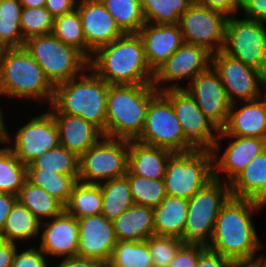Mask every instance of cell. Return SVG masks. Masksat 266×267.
<instances>
[{"label":"cell","mask_w":266,"mask_h":267,"mask_svg":"<svg viewBox=\"0 0 266 267\" xmlns=\"http://www.w3.org/2000/svg\"><path fill=\"white\" fill-rule=\"evenodd\" d=\"M213 178L212 150L173 153L166 164V195L190 199Z\"/></svg>","instance_id":"obj_8"},{"label":"cell","mask_w":266,"mask_h":267,"mask_svg":"<svg viewBox=\"0 0 266 267\" xmlns=\"http://www.w3.org/2000/svg\"><path fill=\"white\" fill-rule=\"evenodd\" d=\"M54 86L24 47L8 48L0 57V96L46 99L51 104Z\"/></svg>","instance_id":"obj_5"},{"label":"cell","mask_w":266,"mask_h":267,"mask_svg":"<svg viewBox=\"0 0 266 267\" xmlns=\"http://www.w3.org/2000/svg\"><path fill=\"white\" fill-rule=\"evenodd\" d=\"M158 92L153 84L109 85L105 136L137 140L142 133L148 105Z\"/></svg>","instance_id":"obj_4"},{"label":"cell","mask_w":266,"mask_h":267,"mask_svg":"<svg viewBox=\"0 0 266 267\" xmlns=\"http://www.w3.org/2000/svg\"><path fill=\"white\" fill-rule=\"evenodd\" d=\"M89 67L109 85L153 84L154 72L138 33H125L98 48L89 60Z\"/></svg>","instance_id":"obj_2"},{"label":"cell","mask_w":266,"mask_h":267,"mask_svg":"<svg viewBox=\"0 0 266 267\" xmlns=\"http://www.w3.org/2000/svg\"><path fill=\"white\" fill-rule=\"evenodd\" d=\"M76 2L78 0H46L45 8L55 18L74 10L77 6Z\"/></svg>","instance_id":"obj_49"},{"label":"cell","mask_w":266,"mask_h":267,"mask_svg":"<svg viewBox=\"0 0 266 267\" xmlns=\"http://www.w3.org/2000/svg\"><path fill=\"white\" fill-rule=\"evenodd\" d=\"M228 16L218 10L192 2L181 15L183 42L205 48L211 54L223 49Z\"/></svg>","instance_id":"obj_13"},{"label":"cell","mask_w":266,"mask_h":267,"mask_svg":"<svg viewBox=\"0 0 266 267\" xmlns=\"http://www.w3.org/2000/svg\"><path fill=\"white\" fill-rule=\"evenodd\" d=\"M257 259L259 260L261 267H266V257L265 256L264 257L259 256V257H257Z\"/></svg>","instance_id":"obj_57"},{"label":"cell","mask_w":266,"mask_h":267,"mask_svg":"<svg viewBox=\"0 0 266 267\" xmlns=\"http://www.w3.org/2000/svg\"><path fill=\"white\" fill-rule=\"evenodd\" d=\"M17 201V196L0 192V232L2 231L12 206Z\"/></svg>","instance_id":"obj_51"},{"label":"cell","mask_w":266,"mask_h":267,"mask_svg":"<svg viewBox=\"0 0 266 267\" xmlns=\"http://www.w3.org/2000/svg\"><path fill=\"white\" fill-rule=\"evenodd\" d=\"M52 220V221H51ZM47 222H41L44 230L39 248L47 255L71 257L77 256L79 227L77 219L63 211Z\"/></svg>","instance_id":"obj_21"},{"label":"cell","mask_w":266,"mask_h":267,"mask_svg":"<svg viewBox=\"0 0 266 267\" xmlns=\"http://www.w3.org/2000/svg\"><path fill=\"white\" fill-rule=\"evenodd\" d=\"M193 2L233 16L242 9V0H193Z\"/></svg>","instance_id":"obj_46"},{"label":"cell","mask_w":266,"mask_h":267,"mask_svg":"<svg viewBox=\"0 0 266 267\" xmlns=\"http://www.w3.org/2000/svg\"><path fill=\"white\" fill-rule=\"evenodd\" d=\"M26 179L43 188L48 194L65 205L73 186L78 181V176L62 175L53 171L27 170Z\"/></svg>","instance_id":"obj_38"},{"label":"cell","mask_w":266,"mask_h":267,"mask_svg":"<svg viewBox=\"0 0 266 267\" xmlns=\"http://www.w3.org/2000/svg\"><path fill=\"white\" fill-rule=\"evenodd\" d=\"M69 81L54 86L52 114L77 115L97 126L105 136L109 84L90 67Z\"/></svg>","instance_id":"obj_3"},{"label":"cell","mask_w":266,"mask_h":267,"mask_svg":"<svg viewBox=\"0 0 266 267\" xmlns=\"http://www.w3.org/2000/svg\"><path fill=\"white\" fill-rule=\"evenodd\" d=\"M17 200L41 222L44 218H53L64 211V205L43 188L25 180ZM43 219V220H42Z\"/></svg>","instance_id":"obj_31"},{"label":"cell","mask_w":266,"mask_h":267,"mask_svg":"<svg viewBox=\"0 0 266 267\" xmlns=\"http://www.w3.org/2000/svg\"><path fill=\"white\" fill-rule=\"evenodd\" d=\"M45 255L39 247H30L22 253H17L16 249L11 267H48Z\"/></svg>","instance_id":"obj_44"},{"label":"cell","mask_w":266,"mask_h":267,"mask_svg":"<svg viewBox=\"0 0 266 267\" xmlns=\"http://www.w3.org/2000/svg\"><path fill=\"white\" fill-rule=\"evenodd\" d=\"M4 119H3V113L0 107V145L6 143H9L10 140V134L7 133L8 131H6L7 127L5 126L4 123Z\"/></svg>","instance_id":"obj_54"},{"label":"cell","mask_w":266,"mask_h":267,"mask_svg":"<svg viewBox=\"0 0 266 267\" xmlns=\"http://www.w3.org/2000/svg\"><path fill=\"white\" fill-rule=\"evenodd\" d=\"M137 141L173 153L192 151L195 148L185 139L172 103L158 92L150 101L142 133Z\"/></svg>","instance_id":"obj_9"},{"label":"cell","mask_w":266,"mask_h":267,"mask_svg":"<svg viewBox=\"0 0 266 267\" xmlns=\"http://www.w3.org/2000/svg\"><path fill=\"white\" fill-rule=\"evenodd\" d=\"M57 267H106L101 261L81 257V256H71L66 257Z\"/></svg>","instance_id":"obj_50"},{"label":"cell","mask_w":266,"mask_h":267,"mask_svg":"<svg viewBox=\"0 0 266 267\" xmlns=\"http://www.w3.org/2000/svg\"><path fill=\"white\" fill-rule=\"evenodd\" d=\"M102 191L101 213L113 221L133 204L129 180L126 176L113 178L100 184Z\"/></svg>","instance_id":"obj_32"},{"label":"cell","mask_w":266,"mask_h":267,"mask_svg":"<svg viewBox=\"0 0 266 267\" xmlns=\"http://www.w3.org/2000/svg\"><path fill=\"white\" fill-rule=\"evenodd\" d=\"M54 17L44 7H22L20 29L23 39L51 34Z\"/></svg>","instance_id":"obj_42"},{"label":"cell","mask_w":266,"mask_h":267,"mask_svg":"<svg viewBox=\"0 0 266 267\" xmlns=\"http://www.w3.org/2000/svg\"><path fill=\"white\" fill-rule=\"evenodd\" d=\"M188 199L166 195L153 209L154 235L176 236L184 234Z\"/></svg>","instance_id":"obj_28"},{"label":"cell","mask_w":266,"mask_h":267,"mask_svg":"<svg viewBox=\"0 0 266 267\" xmlns=\"http://www.w3.org/2000/svg\"><path fill=\"white\" fill-rule=\"evenodd\" d=\"M130 183L134 204L156 208L166 196L163 179L152 180L138 175H125Z\"/></svg>","instance_id":"obj_41"},{"label":"cell","mask_w":266,"mask_h":267,"mask_svg":"<svg viewBox=\"0 0 266 267\" xmlns=\"http://www.w3.org/2000/svg\"><path fill=\"white\" fill-rule=\"evenodd\" d=\"M17 244L0 238V267H11Z\"/></svg>","instance_id":"obj_52"},{"label":"cell","mask_w":266,"mask_h":267,"mask_svg":"<svg viewBox=\"0 0 266 267\" xmlns=\"http://www.w3.org/2000/svg\"><path fill=\"white\" fill-rule=\"evenodd\" d=\"M79 227L78 256L107 264L117 243L113 222L102 213L77 219Z\"/></svg>","instance_id":"obj_19"},{"label":"cell","mask_w":266,"mask_h":267,"mask_svg":"<svg viewBox=\"0 0 266 267\" xmlns=\"http://www.w3.org/2000/svg\"><path fill=\"white\" fill-rule=\"evenodd\" d=\"M40 226L41 221L17 200L8 214L0 238L17 244V240L26 241L38 236L42 228Z\"/></svg>","instance_id":"obj_29"},{"label":"cell","mask_w":266,"mask_h":267,"mask_svg":"<svg viewBox=\"0 0 266 267\" xmlns=\"http://www.w3.org/2000/svg\"><path fill=\"white\" fill-rule=\"evenodd\" d=\"M59 132L60 145L80 157L102 136L93 123L77 115L53 114Z\"/></svg>","instance_id":"obj_24"},{"label":"cell","mask_w":266,"mask_h":267,"mask_svg":"<svg viewBox=\"0 0 266 267\" xmlns=\"http://www.w3.org/2000/svg\"><path fill=\"white\" fill-rule=\"evenodd\" d=\"M112 222L117 241H143L154 235L153 208L147 206L133 204Z\"/></svg>","instance_id":"obj_27"},{"label":"cell","mask_w":266,"mask_h":267,"mask_svg":"<svg viewBox=\"0 0 266 267\" xmlns=\"http://www.w3.org/2000/svg\"><path fill=\"white\" fill-rule=\"evenodd\" d=\"M154 267H167L183 245L176 236L153 235L146 239Z\"/></svg>","instance_id":"obj_43"},{"label":"cell","mask_w":266,"mask_h":267,"mask_svg":"<svg viewBox=\"0 0 266 267\" xmlns=\"http://www.w3.org/2000/svg\"><path fill=\"white\" fill-rule=\"evenodd\" d=\"M173 152L141 143L128 141V171L126 175H138L152 180L164 179L166 164Z\"/></svg>","instance_id":"obj_25"},{"label":"cell","mask_w":266,"mask_h":267,"mask_svg":"<svg viewBox=\"0 0 266 267\" xmlns=\"http://www.w3.org/2000/svg\"><path fill=\"white\" fill-rule=\"evenodd\" d=\"M211 65L218 72L231 104H236L237 98L242 102L251 101L266 93V75L263 72L242 63L222 50L211 55ZM259 85L264 87L263 94Z\"/></svg>","instance_id":"obj_14"},{"label":"cell","mask_w":266,"mask_h":267,"mask_svg":"<svg viewBox=\"0 0 266 267\" xmlns=\"http://www.w3.org/2000/svg\"><path fill=\"white\" fill-rule=\"evenodd\" d=\"M22 7H44L46 0H19Z\"/></svg>","instance_id":"obj_55"},{"label":"cell","mask_w":266,"mask_h":267,"mask_svg":"<svg viewBox=\"0 0 266 267\" xmlns=\"http://www.w3.org/2000/svg\"><path fill=\"white\" fill-rule=\"evenodd\" d=\"M231 259L206 248L199 256L197 267H229Z\"/></svg>","instance_id":"obj_48"},{"label":"cell","mask_w":266,"mask_h":267,"mask_svg":"<svg viewBox=\"0 0 266 267\" xmlns=\"http://www.w3.org/2000/svg\"><path fill=\"white\" fill-rule=\"evenodd\" d=\"M10 142H14V145L10 144L8 147L26 165L31 164L48 150L57 148L60 140L53 114L48 111L33 117L29 123L16 131L14 141L10 137Z\"/></svg>","instance_id":"obj_15"},{"label":"cell","mask_w":266,"mask_h":267,"mask_svg":"<svg viewBox=\"0 0 266 267\" xmlns=\"http://www.w3.org/2000/svg\"><path fill=\"white\" fill-rule=\"evenodd\" d=\"M230 197L229 183L213 177L188 200L183 245L208 248L218 213Z\"/></svg>","instance_id":"obj_6"},{"label":"cell","mask_w":266,"mask_h":267,"mask_svg":"<svg viewBox=\"0 0 266 267\" xmlns=\"http://www.w3.org/2000/svg\"><path fill=\"white\" fill-rule=\"evenodd\" d=\"M229 267H261L259 260H231Z\"/></svg>","instance_id":"obj_53"},{"label":"cell","mask_w":266,"mask_h":267,"mask_svg":"<svg viewBox=\"0 0 266 267\" xmlns=\"http://www.w3.org/2000/svg\"><path fill=\"white\" fill-rule=\"evenodd\" d=\"M27 176L23 164L8 147L0 148V192L18 196Z\"/></svg>","instance_id":"obj_36"},{"label":"cell","mask_w":266,"mask_h":267,"mask_svg":"<svg viewBox=\"0 0 266 267\" xmlns=\"http://www.w3.org/2000/svg\"><path fill=\"white\" fill-rule=\"evenodd\" d=\"M27 170L53 171L62 175H79V157L67 148L59 145L48 150L27 165Z\"/></svg>","instance_id":"obj_34"},{"label":"cell","mask_w":266,"mask_h":267,"mask_svg":"<svg viewBox=\"0 0 266 267\" xmlns=\"http://www.w3.org/2000/svg\"><path fill=\"white\" fill-rule=\"evenodd\" d=\"M78 1L76 8L87 44V59L90 60L98 48L122 37L125 33L100 0Z\"/></svg>","instance_id":"obj_18"},{"label":"cell","mask_w":266,"mask_h":267,"mask_svg":"<svg viewBox=\"0 0 266 267\" xmlns=\"http://www.w3.org/2000/svg\"><path fill=\"white\" fill-rule=\"evenodd\" d=\"M222 51L266 75V26L264 22L228 16Z\"/></svg>","instance_id":"obj_11"},{"label":"cell","mask_w":266,"mask_h":267,"mask_svg":"<svg viewBox=\"0 0 266 267\" xmlns=\"http://www.w3.org/2000/svg\"><path fill=\"white\" fill-rule=\"evenodd\" d=\"M128 171V140L102 136L79 157L78 181L101 184Z\"/></svg>","instance_id":"obj_10"},{"label":"cell","mask_w":266,"mask_h":267,"mask_svg":"<svg viewBox=\"0 0 266 267\" xmlns=\"http://www.w3.org/2000/svg\"><path fill=\"white\" fill-rule=\"evenodd\" d=\"M231 196L250 199L266 206V149L229 183Z\"/></svg>","instance_id":"obj_26"},{"label":"cell","mask_w":266,"mask_h":267,"mask_svg":"<svg viewBox=\"0 0 266 267\" xmlns=\"http://www.w3.org/2000/svg\"><path fill=\"white\" fill-rule=\"evenodd\" d=\"M64 211L76 219L101 214L102 191L100 184L77 181L64 205Z\"/></svg>","instance_id":"obj_30"},{"label":"cell","mask_w":266,"mask_h":267,"mask_svg":"<svg viewBox=\"0 0 266 267\" xmlns=\"http://www.w3.org/2000/svg\"><path fill=\"white\" fill-rule=\"evenodd\" d=\"M205 249L200 246L182 245L167 267H197L199 256Z\"/></svg>","instance_id":"obj_45"},{"label":"cell","mask_w":266,"mask_h":267,"mask_svg":"<svg viewBox=\"0 0 266 267\" xmlns=\"http://www.w3.org/2000/svg\"><path fill=\"white\" fill-rule=\"evenodd\" d=\"M203 113L221 130L229 116L231 102L218 72L210 65L184 88Z\"/></svg>","instance_id":"obj_17"},{"label":"cell","mask_w":266,"mask_h":267,"mask_svg":"<svg viewBox=\"0 0 266 267\" xmlns=\"http://www.w3.org/2000/svg\"><path fill=\"white\" fill-rule=\"evenodd\" d=\"M193 0H141L146 23L177 24Z\"/></svg>","instance_id":"obj_35"},{"label":"cell","mask_w":266,"mask_h":267,"mask_svg":"<svg viewBox=\"0 0 266 267\" xmlns=\"http://www.w3.org/2000/svg\"><path fill=\"white\" fill-rule=\"evenodd\" d=\"M106 267H154L146 240L117 241Z\"/></svg>","instance_id":"obj_33"},{"label":"cell","mask_w":266,"mask_h":267,"mask_svg":"<svg viewBox=\"0 0 266 267\" xmlns=\"http://www.w3.org/2000/svg\"><path fill=\"white\" fill-rule=\"evenodd\" d=\"M124 33H138L146 23L141 0H100Z\"/></svg>","instance_id":"obj_37"},{"label":"cell","mask_w":266,"mask_h":267,"mask_svg":"<svg viewBox=\"0 0 266 267\" xmlns=\"http://www.w3.org/2000/svg\"><path fill=\"white\" fill-rule=\"evenodd\" d=\"M262 98L264 100H262ZM245 106L235 108L231 104L228 120L218 136L257 137L266 139V93L251 101H244Z\"/></svg>","instance_id":"obj_23"},{"label":"cell","mask_w":266,"mask_h":267,"mask_svg":"<svg viewBox=\"0 0 266 267\" xmlns=\"http://www.w3.org/2000/svg\"><path fill=\"white\" fill-rule=\"evenodd\" d=\"M8 50V47L4 44V42L0 38V57Z\"/></svg>","instance_id":"obj_56"},{"label":"cell","mask_w":266,"mask_h":267,"mask_svg":"<svg viewBox=\"0 0 266 267\" xmlns=\"http://www.w3.org/2000/svg\"><path fill=\"white\" fill-rule=\"evenodd\" d=\"M224 137H232L233 139L222 156H218L219 154L217 152H212L213 177L220 179L219 172H226L228 174L226 183H230L255 156L266 149V139L257 137L218 136V138Z\"/></svg>","instance_id":"obj_22"},{"label":"cell","mask_w":266,"mask_h":267,"mask_svg":"<svg viewBox=\"0 0 266 267\" xmlns=\"http://www.w3.org/2000/svg\"><path fill=\"white\" fill-rule=\"evenodd\" d=\"M162 93L172 103L185 139L197 150L219 153L221 145L217 137L220 129L203 113L192 96L185 89H168Z\"/></svg>","instance_id":"obj_12"},{"label":"cell","mask_w":266,"mask_h":267,"mask_svg":"<svg viewBox=\"0 0 266 267\" xmlns=\"http://www.w3.org/2000/svg\"><path fill=\"white\" fill-rule=\"evenodd\" d=\"M52 34L87 58V44L77 8L54 18Z\"/></svg>","instance_id":"obj_40"},{"label":"cell","mask_w":266,"mask_h":267,"mask_svg":"<svg viewBox=\"0 0 266 267\" xmlns=\"http://www.w3.org/2000/svg\"><path fill=\"white\" fill-rule=\"evenodd\" d=\"M263 206L254 200L231 196L218 213L208 248L231 260L256 259L255 255L263 244L253 226L251 214Z\"/></svg>","instance_id":"obj_1"},{"label":"cell","mask_w":266,"mask_h":267,"mask_svg":"<svg viewBox=\"0 0 266 267\" xmlns=\"http://www.w3.org/2000/svg\"><path fill=\"white\" fill-rule=\"evenodd\" d=\"M211 53L205 48L193 44L183 43L163 65L154 72L153 86L159 91L168 89H184L176 81L190 79L191 81L211 65ZM175 82L164 88L160 84ZM160 83V84H159Z\"/></svg>","instance_id":"obj_16"},{"label":"cell","mask_w":266,"mask_h":267,"mask_svg":"<svg viewBox=\"0 0 266 267\" xmlns=\"http://www.w3.org/2000/svg\"><path fill=\"white\" fill-rule=\"evenodd\" d=\"M24 48L53 86L78 77L77 74L89 68V60L80 51L66 45L52 33L27 39Z\"/></svg>","instance_id":"obj_7"},{"label":"cell","mask_w":266,"mask_h":267,"mask_svg":"<svg viewBox=\"0 0 266 267\" xmlns=\"http://www.w3.org/2000/svg\"><path fill=\"white\" fill-rule=\"evenodd\" d=\"M22 5L19 0H0V38L8 48L24 47L20 29Z\"/></svg>","instance_id":"obj_39"},{"label":"cell","mask_w":266,"mask_h":267,"mask_svg":"<svg viewBox=\"0 0 266 267\" xmlns=\"http://www.w3.org/2000/svg\"><path fill=\"white\" fill-rule=\"evenodd\" d=\"M141 37L146 60L155 72L184 43L179 23H145L138 32Z\"/></svg>","instance_id":"obj_20"},{"label":"cell","mask_w":266,"mask_h":267,"mask_svg":"<svg viewBox=\"0 0 266 267\" xmlns=\"http://www.w3.org/2000/svg\"><path fill=\"white\" fill-rule=\"evenodd\" d=\"M245 18L266 23V0H242Z\"/></svg>","instance_id":"obj_47"}]
</instances>
